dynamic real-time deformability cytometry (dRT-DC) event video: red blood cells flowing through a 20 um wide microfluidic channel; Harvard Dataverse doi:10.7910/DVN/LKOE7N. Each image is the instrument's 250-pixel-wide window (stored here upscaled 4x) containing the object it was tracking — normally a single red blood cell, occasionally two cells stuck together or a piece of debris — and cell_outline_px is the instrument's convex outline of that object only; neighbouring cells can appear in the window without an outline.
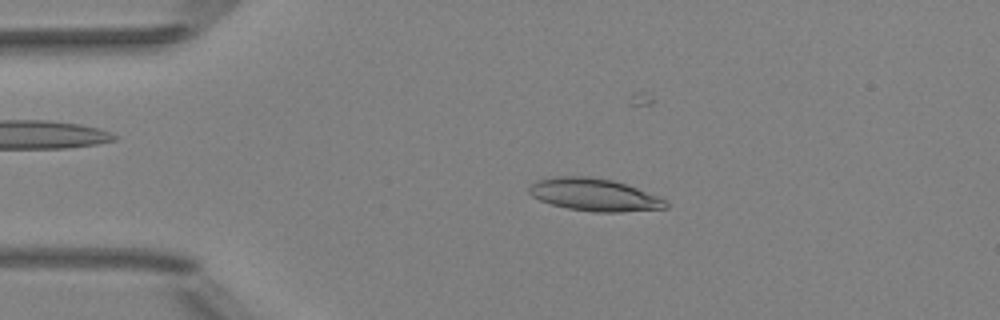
{"species": "Egyptian fruit bat (a non-hibernating species)", "species_latin": "Rousettus aegyptiacus", "temperature_condition": "room temperature", "stored_images_in_passage": 39, "camera_frame_rate_fps": 3000, "um_per_image_px": 0.085, "animal": {"sex": "female"}, "frame": {"image": 1, "passage_image": 10, "time_ms": 3.0, "image_size_px": [1000, 320], "cell_outline_px": [[668, 208], [620, 212], [592, 212], [568, 208], [552, 204], [540, 200], [532, 196], [528, 192], [528, 188], [536, 180], [556, 176], [588, 176], [612, 180], [636, 188], [656, 196], [664, 200], [668, 204]], "centroid_in_image_um": [50.47, 16.55], "position_along_channel_um": 34.5, "area_um2": 25.66}}
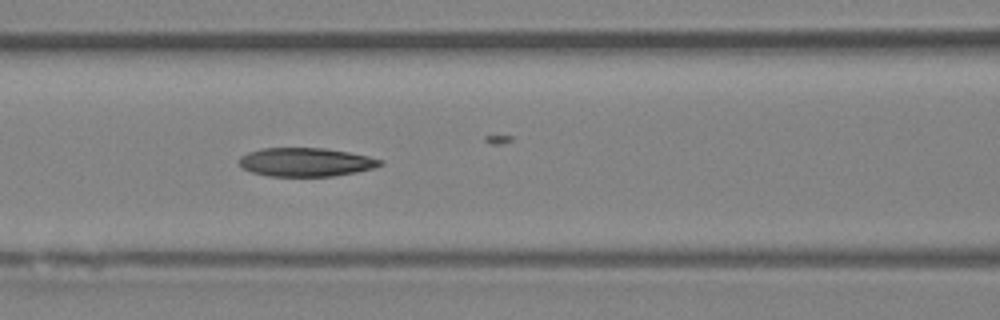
{"frame": {"image": 2, "passage_image": 21, "time_ms": 6.667, "image_size_px": [1000, 320], "cell_outline_px": [[384, 164], [372, 168], [356, 172], [332, 176], [268, 176], [252, 172], [244, 168], [240, 164], [240, 156], [248, 152], [260, 148], [324, 148], [348, 152], [368, 156], [384, 160]], "centroid_in_image_um": [26.0, 13.77], "position_along_channel_um": 140.6, "area_um2": 23.47}}
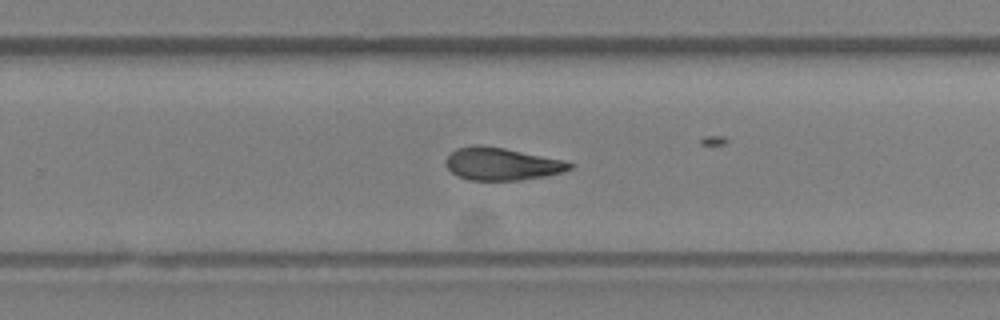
{"frame": {"image": 3, "passage_image": 32, "time_ms": 10.333, "image_size_px": [1000, 320], "cell_outline_px": [[572, 168], [564, 172], [544, 176], [520, 180], [468, 180], [456, 176], [448, 168], [444, 160], [456, 148], [472, 144], [480, 144], [504, 148], [564, 160], [572, 164]], "centroid_in_image_um": [42.61, 13.93], "position_along_channel_um": 287.2, "area_um2": 23.58}}